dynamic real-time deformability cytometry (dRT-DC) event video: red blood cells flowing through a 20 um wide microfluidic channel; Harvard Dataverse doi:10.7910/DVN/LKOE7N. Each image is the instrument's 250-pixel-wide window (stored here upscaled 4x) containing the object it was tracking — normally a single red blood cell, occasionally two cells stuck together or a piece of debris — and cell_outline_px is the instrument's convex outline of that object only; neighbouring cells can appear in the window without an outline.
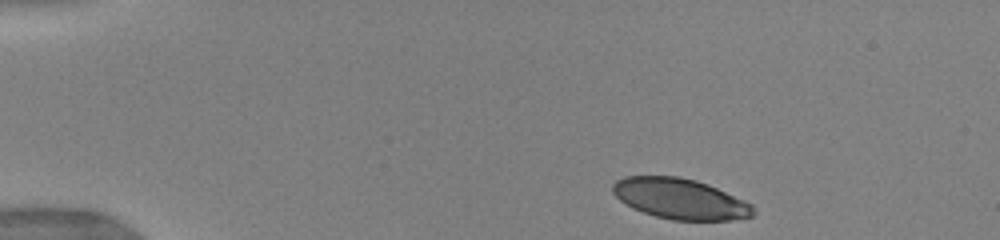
{"species": "human", "species_latin": "Homo sapiens", "temperature_condition": "warm", "stored_images_in_passage": 32, "camera_frame_rate_fps": 3000, "um_per_image_px": 0.085, "donor": {"sex": "female"}, "frame": {"image": 1, "passage_image": 1, "time_ms": 0.0, "image_size_px": [1000, 240], "cell_outline_px": [[756, 212], [752, 216], [728, 220], [672, 220], [656, 216], [632, 208], [620, 200], [612, 192], [612, 184], [616, 180], [624, 176], [680, 176], [696, 180], [708, 184], [744, 200], [752, 204], [756, 208]], "centroid_in_image_um": [57.81, 16.89], "position_along_channel_um": 27.2, "area_um2": 33.29}}
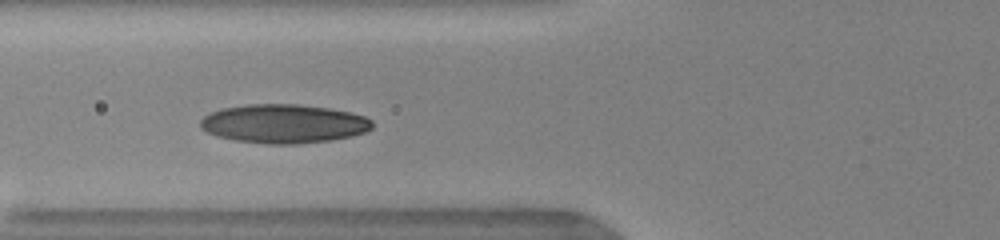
{"frame": {"image": 2, "passage_image": 9, "time_ms": 4.0, "image_size_px": [1000, 240], "cell_outline_px": [[372, 128], [364, 132], [352, 136], [328, 140], [296, 144], [268, 144], [236, 140], [216, 136], [200, 128], [200, 120], [204, 116], [220, 108], [248, 104], [296, 104], [328, 108], [348, 112], [364, 116], [372, 120]], "centroid_in_image_um": [24.08, 10.51], "position_along_channel_um": 101.7, "area_um2": 38.78}}
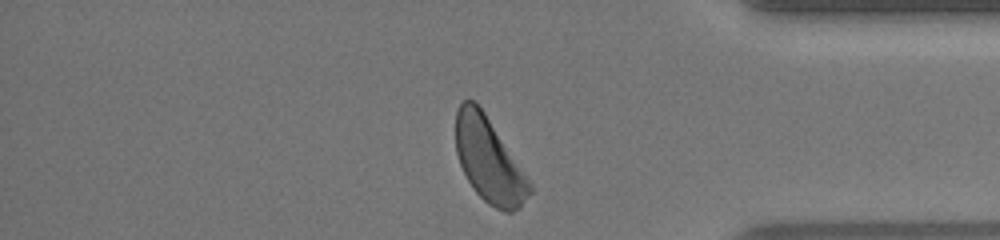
{"frame": {"image": 3, "passage_image": 31, "time_ms": 11.667, "image_size_px": [1000, 240], "cell_outline_px": [[532, 192], [520, 208], [512, 212], [504, 212], [488, 204], [472, 188], [460, 164], [456, 152], [456, 112], [460, 104], [464, 100], [476, 100], [532, 184]], "centroid_in_image_um": [41.56, 13.64], "position_along_channel_um": 393.6, "area_um2": 36.07}, "authors_computed_cell_mechanics": {"area_um2": 36.703, "velocity_mm_per_s": 4.0012, "shape_relaxation_time_tau1_ms": 2.0304, "shape_relaxation_time_tau2_ms": 3.4994, "deformation_change_tau1": 0.0919, "deformation_change_tau2": 0.0957}}